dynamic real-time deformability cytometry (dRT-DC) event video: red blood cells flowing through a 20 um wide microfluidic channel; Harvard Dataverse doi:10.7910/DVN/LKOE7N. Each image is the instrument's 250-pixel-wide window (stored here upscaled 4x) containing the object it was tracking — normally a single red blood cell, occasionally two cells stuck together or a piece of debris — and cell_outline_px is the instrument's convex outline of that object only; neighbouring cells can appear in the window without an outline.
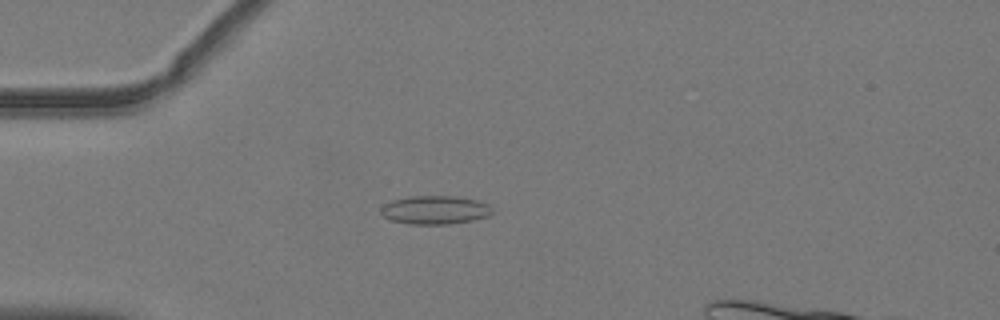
{"species": "common noctule bat (a hibernating species)", "species_latin": "Nyctalus noctula", "temperature_condition": "warm", "stored_images_in_passage": 38, "camera_frame_rate_fps": 3000, "um_per_image_px": 0.085, "animal": {"sex": "male", "body_mass_g": 19.2, "forearm_length_mm": 51.8}, "frame": {"image": 1, "passage_image": 5, "time_ms": 1.333, "image_size_px": [1000, 320], "cell_outline_px": [[492, 212], [488, 216], [472, 220], [448, 224], [408, 224], [388, 220], [380, 212], [380, 208], [384, 204], [392, 200], [408, 196], [460, 196], [476, 200], [488, 204], [492, 208]], "centroid_in_image_um": [36.94, 17.84], "position_along_channel_um": 48.1, "area_um2": 18.67}}
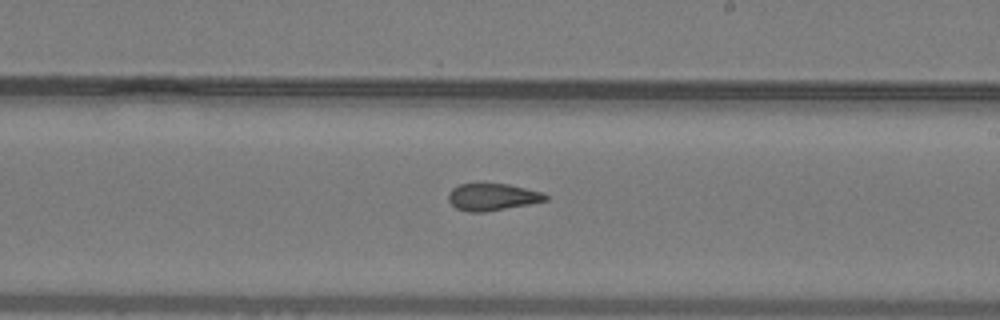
{"frame": {"image": 2, "passage_image": 21, "time_ms": 6.667, "image_size_px": [1000, 320], "cell_outline_px": [[548, 200], [528, 204], [484, 212], [468, 212], [456, 208], [448, 200], [448, 192], [452, 188], [460, 184], [508, 184], [544, 192], [548, 196]], "centroid_in_image_um": [41.85, 16.74], "position_along_channel_um": 247.1, "area_um2": 15.26}}
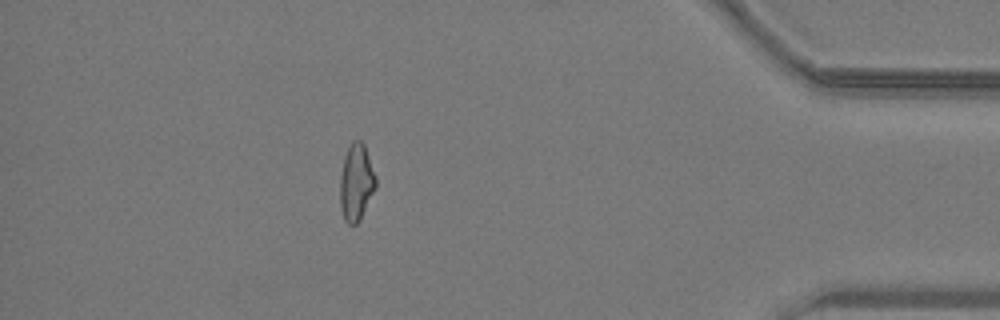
{"frame": {"image": 3, "passage_image": 36, "time_ms": 11.667, "image_size_px": [1000, 320], "cell_outline_px": [[376, 188], [360, 220], [356, 224], [348, 224], [344, 220], [340, 208], [340, 176], [344, 156], [352, 140], [360, 140], [364, 144], [376, 176]], "centroid_in_image_um": [30.28, 15.51], "position_along_channel_um": 404.9, "area_um2": 16.13}}